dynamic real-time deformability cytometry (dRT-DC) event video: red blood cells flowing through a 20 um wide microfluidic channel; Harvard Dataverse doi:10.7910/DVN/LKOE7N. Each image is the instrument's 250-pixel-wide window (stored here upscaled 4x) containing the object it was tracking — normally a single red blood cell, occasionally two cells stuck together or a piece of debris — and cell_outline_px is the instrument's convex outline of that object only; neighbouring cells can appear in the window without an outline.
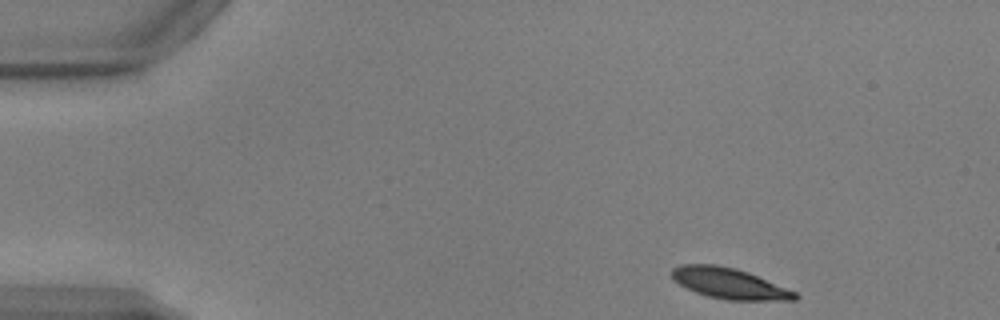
{"species": "common noctule bat (a hibernating species)", "species_latin": "Nyctalus noctula", "temperature_condition": "warm", "stored_images_in_passage": 46, "camera_frame_rate_fps": 3000, "um_per_image_px": 0.085, "animal": {"sex": "male", "body_mass_g": 17.9, "forearm_length_mm": 54.2}, "frame": {"image": 1, "passage_image": 1, "time_ms": 0.0, "image_size_px": [1000, 320], "cell_outline_px": [[800, 296], [796, 300], [728, 300], [708, 296], [696, 292], [672, 280], [672, 268], [680, 264], [716, 264], [736, 268], [748, 272], [796, 292]], "centroid_in_image_um": [61.98, 24.08], "position_along_channel_um": 23.0, "area_um2": 21.96}}
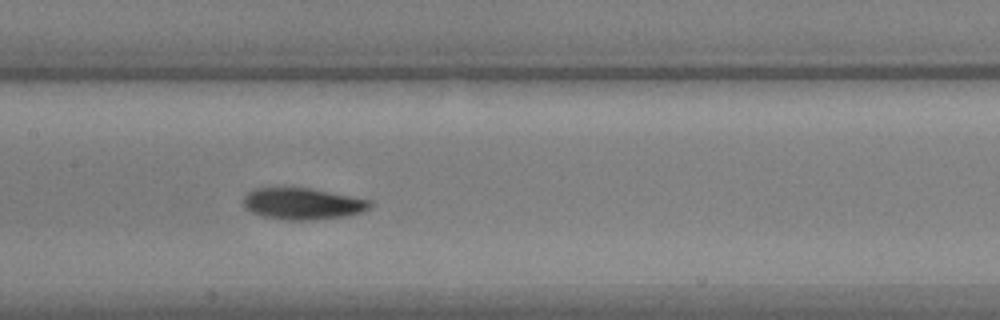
{"frame": {"image": 2, "passage_image": 20, "time_ms": 6.333, "image_size_px": [1000, 320], "cell_outline_px": [[372, 204], [368, 208], [360, 212], [344, 216], [312, 220], [284, 220], [264, 216], [252, 212], [244, 204], [244, 196], [248, 192], [256, 188], [312, 188], [372, 200]], "centroid_in_image_um": [25.74, 17.31], "position_along_channel_um": 181.7, "area_um2": 23.06}}
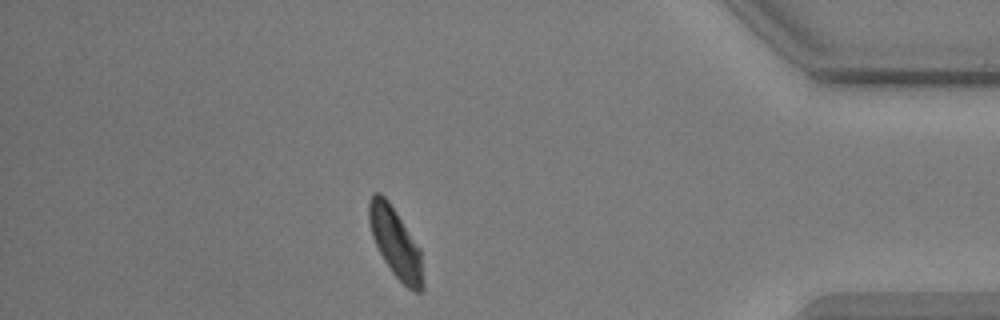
{"frame": {"image": 3, "passage_image": 40, "time_ms": 13.0, "image_size_px": [1000, 320], "cell_outline_px": [[424, 288], [420, 292], [412, 292], [392, 272], [384, 260], [372, 236], [368, 220], [368, 200], [372, 192], [380, 192], [388, 200], [420, 248], [424, 284]], "centroid_in_image_um": [33.61, 20.62], "position_along_channel_um": 401.6, "area_um2": 21.91}, "authors_computed_cell_mechanics": {"area_um2": 22.6865, "velocity_mm_per_s": 3.8474, "shape_relaxation_time_tau1_ms": 3.0361, "shape_relaxation_time_tau2_ms": 3.9508, "deformation_change_tau1": 0.1311, "deformation_change_tau2": 0.0806}}